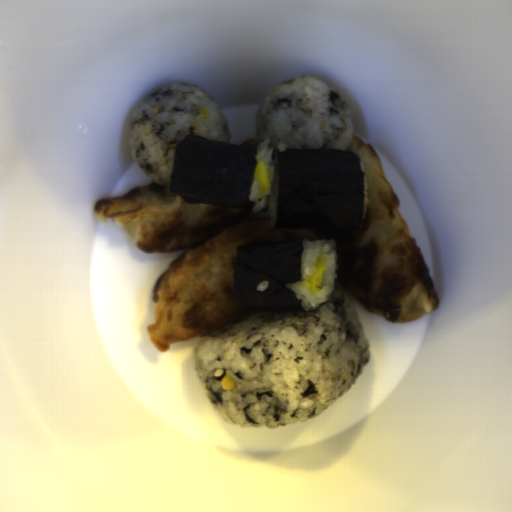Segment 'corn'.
Here are the masks:
<instances>
[{"label":"corn","mask_w":512,"mask_h":512,"mask_svg":"<svg viewBox=\"0 0 512 512\" xmlns=\"http://www.w3.org/2000/svg\"><path fill=\"white\" fill-rule=\"evenodd\" d=\"M199 115L200 117L208 118L210 116L209 111L206 109V107L200 106L199 108Z\"/></svg>","instance_id":"corn-2"},{"label":"corn","mask_w":512,"mask_h":512,"mask_svg":"<svg viewBox=\"0 0 512 512\" xmlns=\"http://www.w3.org/2000/svg\"><path fill=\"white\" fill-rule=\"evenodd\" d=\"M220 385L223 390H231L235 386V382L228 375L221 379Z\"/></svg>","instance_id":"corn-1"}]
</instances>
